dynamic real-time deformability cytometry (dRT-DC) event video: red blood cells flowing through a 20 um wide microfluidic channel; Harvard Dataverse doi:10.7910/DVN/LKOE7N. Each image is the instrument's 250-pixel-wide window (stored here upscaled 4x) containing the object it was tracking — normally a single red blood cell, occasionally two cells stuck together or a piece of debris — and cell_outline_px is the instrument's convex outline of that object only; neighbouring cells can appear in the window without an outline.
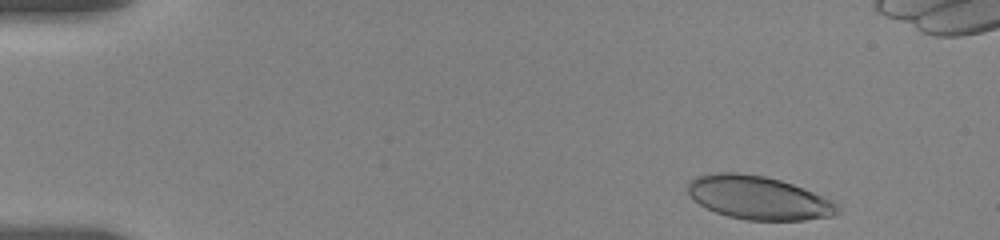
{"species": "human", "species_latin": "Homo sapiens", "temperature_condition": "room temperature", "stored_images_in_passage": 44, "camera_frame_rate_fps": 3000, "um_per_image_px": 0.085, "donor": {"sex": "female"}, "frame": {"image": 1, "passage_image": 2, "time_ms": 0.333, "image_size_px": [1000, 240], "cell_outline_px": [[840, 212], [832, 216], [804, 220], [748, 220], [728, 216], [716, 212], [700, 204], [688, 192], [688, 184], [696, 176], [716, 172], [736, 172], [764, 176], [780, 180], [792, 184], [832, 200], [840, 208]], "centroid_in_image_um": [64.48, 16.81], "position_along_channel_um": 20.5, "area_um2": 37.51}}
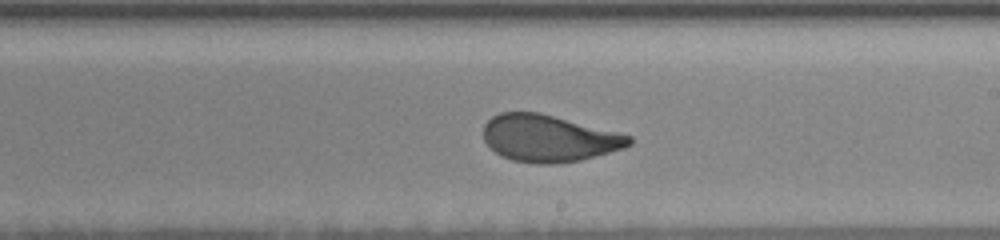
{"frame": {"image": 2, "passage_image": 29, "time_ms": 9.333, "image_size_px": [1000, 240], "cell_outline_px": [[632, 144], [624, 148], [580, 160], [556, 164], [536, 164], [512, 160], [500, 156], [484, 140], [484, 124], [492, 116], [500, 112], [540, 112], [632, 136]], "centroid_in_image_um": [46.63, 11.76], "position_along_channel_um": 242.4, "area_um2": 39.77}}
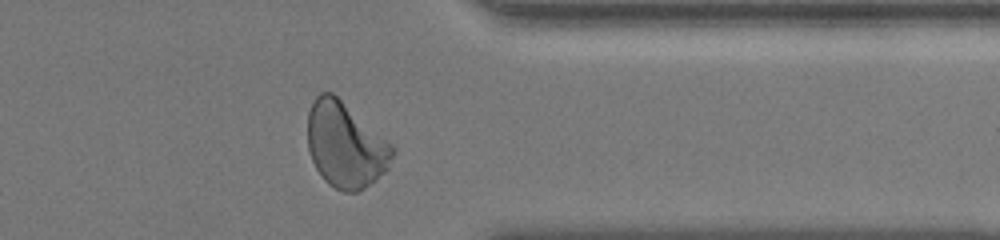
{"frame": {"image": 3, "passage_image": 41, "time_ms": 13.333, "image_size_px": [1000, 240], "cell_outline_px": [[396, 152], [388, 168], [376, 180], [364, 188], [356, 192], [344, 192], [328, 184], [324, 180], [316, 168], [312, 160], [308, 148], [308, 112], [316, 96], [320, 92], [332, 92], [392, 144], [396, 148]], "centroid_in_image_um": [29.37, 12.34], "position_along_channel_um": 382.0, "area_um2": 42.08}, "authors_computed_cell_mechanics": {"area_um2": 40.4889, "velocity_mm_per_s": 3.6105, "shape_relaxation_time_tau1_ms": 4.4197, "shape_relaxation_time_tau2_ms": null, "deformation_change_tau1": 0.1737, "deformation_change_tau2": null}}